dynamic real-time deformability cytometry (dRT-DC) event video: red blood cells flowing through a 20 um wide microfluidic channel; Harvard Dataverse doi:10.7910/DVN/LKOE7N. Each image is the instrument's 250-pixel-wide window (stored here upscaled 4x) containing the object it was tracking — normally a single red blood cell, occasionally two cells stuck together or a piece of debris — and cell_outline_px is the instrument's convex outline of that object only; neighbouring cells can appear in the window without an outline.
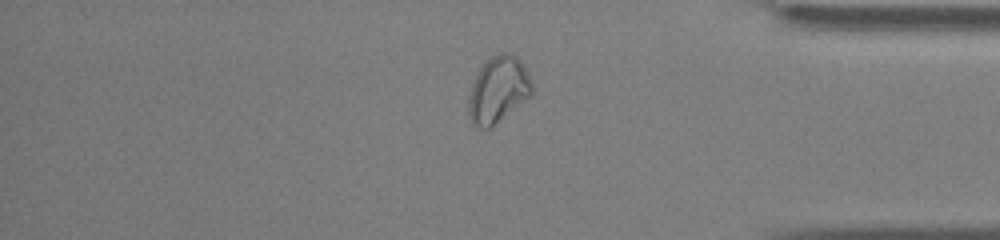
{"species": "common noctule bat (a hibernating species)", "species_latin": "Nyctalus noctula", "temperature_condition": "cold", "stored_images_in_passage": 47, "camera_frame_rate_fps": 3000, "um_per_image_px": 0.085, "animal": {"sex": "male", "body_mass_g": 13.0, "forearm_length_mm": 53.1}, "frame": {"image": 1, "passage_image": 42, "time_ms": 13.667, "image_size_px": [1000, 240], "cell_outline_px": [[528, 92], [492, 124], [488, 124], [476, 120], [472, 112], [472, 96], [476, 80], [484, 68], [492, 60], [500, 60], [516, 64], [520, 68], [528, 84]], "centroid_in_image_um": [42.29, 7.7], "position_along_channel_um": 392.9, "area_um2": 18.15}}